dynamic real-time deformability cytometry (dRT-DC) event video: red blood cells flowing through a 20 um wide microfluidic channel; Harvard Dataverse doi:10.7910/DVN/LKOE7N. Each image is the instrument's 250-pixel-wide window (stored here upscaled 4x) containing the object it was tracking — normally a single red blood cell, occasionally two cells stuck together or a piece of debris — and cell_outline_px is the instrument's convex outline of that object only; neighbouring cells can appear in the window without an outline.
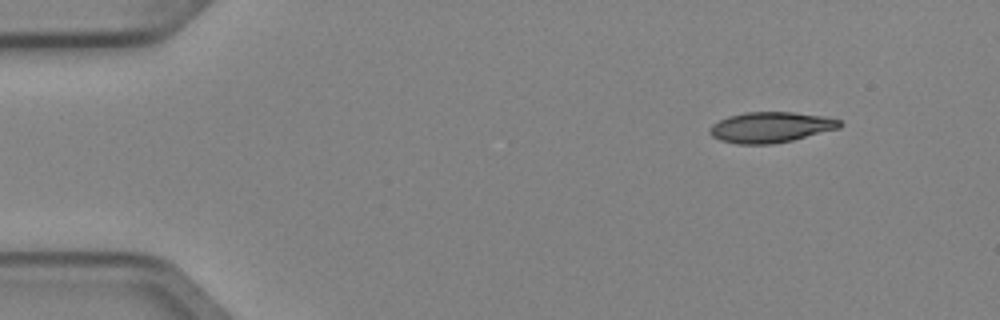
{"species": "Egyptian fruit bat (a non-hibernating species)", "species_latin": "Rousettus aegyptiacus", "temperature_condition": "cold", "stored_images_in_passage": 6, "camera_frame_rate_fps": 3000, "um_per_image_px": 0.085, "animal": {"sex": "female"}, "frame": {"image": 1, "passage_image": 1, "time_ms": 0.0, "image_size_px": [1000, 320], "cell_outline_px": [[844, 124], [840, 128], [792, 140], [772, 144], [736, 144], [720, 140], [712, 136], [708, 132], [708, 128], [712, 124], [728, 116], [744, 112], [792, 112], [824, 116], [840, 120]], "centroid_in_image_um": [65.5, 10.81], "position_along_channel_um": 19.5, "area_um2": 23.29}}
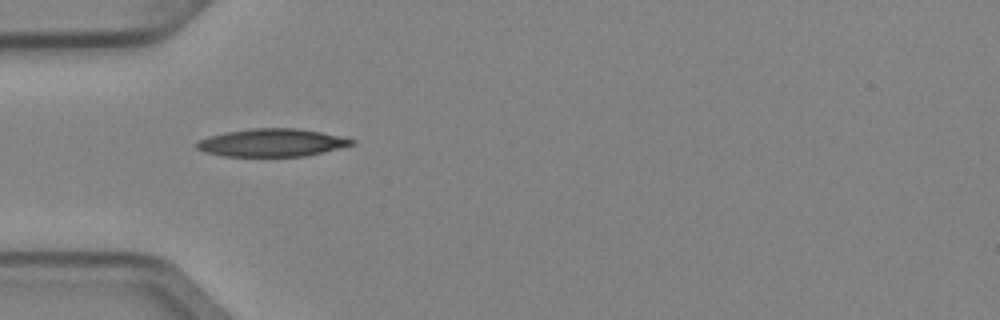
{"frame": {"image": 2, "passage_image": 4, "time_ms": 1.0, "image_size_px": [1000, 320], "cell_outline_px": [[356, 144], [304, 156], [224, 156], [204, 152], [196, 148], [196, 144], [200, 140], [208, 136], [228, 132], [252, 128], [300, 128], [320, 132], [356, 140]], "centroid_in_image_um": [23.11, 12.12], "position_along_channel_um": 61.9, "area_um2": 24.91}}
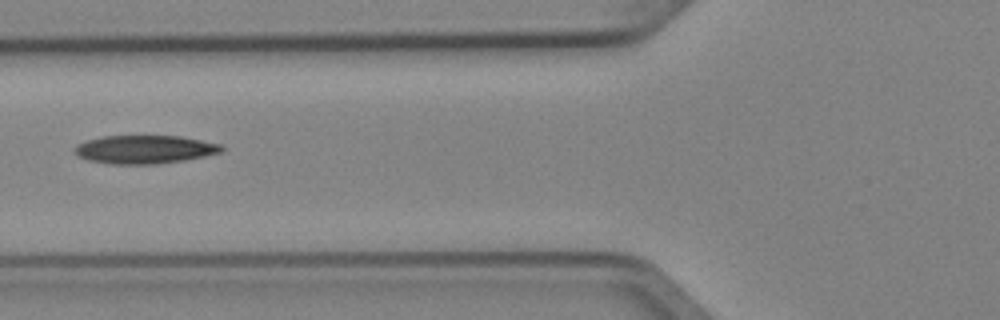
{"frame": {"image": 3, "passage_image": 5, "time_ms": 1.333, "image_size_px": [1000, 320], "cell_outline_px": [[224, 148], [220, 152], [204, 156], [184, 160], [152, 164], [112, 164], [88, 160], [80, 156], [76, 152], [76, 144], [88, 140], [104, 136], [180, 136], [220, 144]], "centroid_in_image_um": [12.3, 12.7], "position_along_channel_um": 113.5, "area_um2": 23.87}}